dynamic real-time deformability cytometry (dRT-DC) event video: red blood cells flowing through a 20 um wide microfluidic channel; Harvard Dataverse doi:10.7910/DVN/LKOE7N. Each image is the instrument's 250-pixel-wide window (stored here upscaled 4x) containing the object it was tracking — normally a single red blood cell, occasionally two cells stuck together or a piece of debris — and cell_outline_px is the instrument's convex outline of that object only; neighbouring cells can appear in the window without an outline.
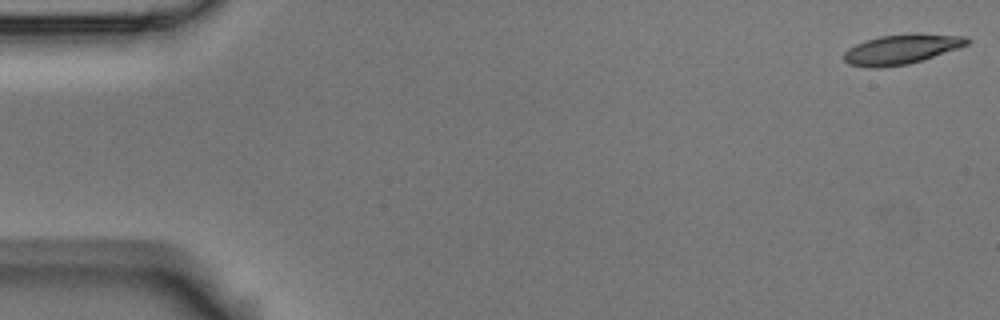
{"species": "Egyptian fruit bat (a non-hibernating species)", "species_latin": "Rousettus aegyptiacus", "temperature_condition": "room temperature", "stored_images_in_passage": 6, "camera_frame_rate_fps": 3000, "um_per_image_px": 0.085, "animal": {"sex": "male"}, "frame": {"image": 1, "passage_image": 1, "time_ms": 0.0, "image_size_px": [1000, 320], "cell_outline_px": [[972, 40], [968, 44], [908, 64], [876, 68], [872, 68], [848, 64], [844, 60], [844, 52], [848, 48], [856, 44], [880, 36], [912, 32], [916, 32], [968, 36]], "centroid_in_image_um": [76.64, 4.15], "position_along_channel_um": 8.4, "area_um2": 21.39}}
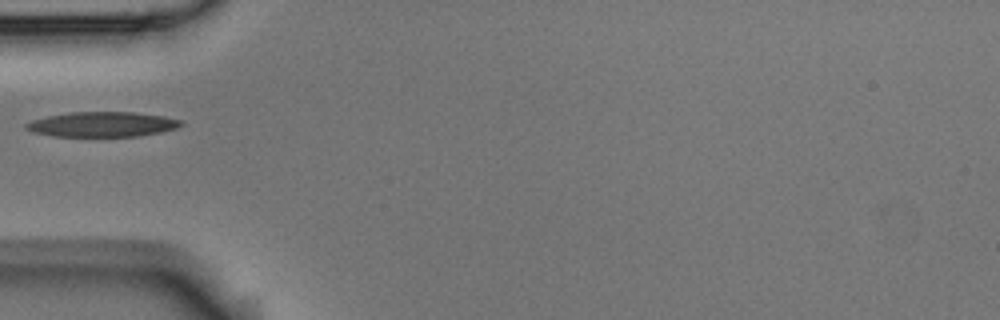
{"frame": {"image": 2, "passage_image": 5, "time_ms": 1.333, "image_size_px": [1000, 320], "cell_outline_px": [[184, 124], [176, 128], [160, 132], [140, 136], [52, 136], [32, 132], [24, 128], [24, 124], [32, 120], [48, 116], [72, 112], [132, 112], [164, 116], [180, 120]], "centroid_in_image_um": [8.67, 10.57], "position_along_channel_um": 76.3, "area_um2": 22.48}}
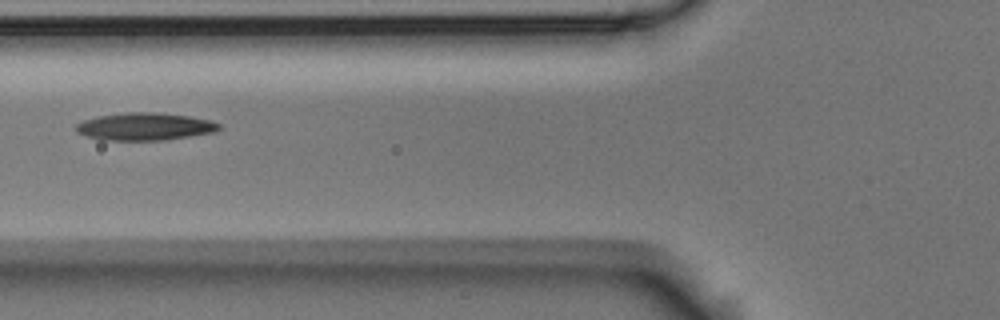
{"frame": {"image": 3, "passage_image": 6, "time_ms": 1.667, "image_size_px": [1000, 320], "cell_outline_px": [[220, 128], [216, 132], [164, 140], [100, 140], [76, 132], [76, 124], [84, 120], [96, 116], [124, 112], [156, 112], [188, 116], [212, 120], [220, 124]], "centroid_in_image_um": [12.31, 10.75], "position_along_channel_um": 113.5, "area_um2": 23.06}}